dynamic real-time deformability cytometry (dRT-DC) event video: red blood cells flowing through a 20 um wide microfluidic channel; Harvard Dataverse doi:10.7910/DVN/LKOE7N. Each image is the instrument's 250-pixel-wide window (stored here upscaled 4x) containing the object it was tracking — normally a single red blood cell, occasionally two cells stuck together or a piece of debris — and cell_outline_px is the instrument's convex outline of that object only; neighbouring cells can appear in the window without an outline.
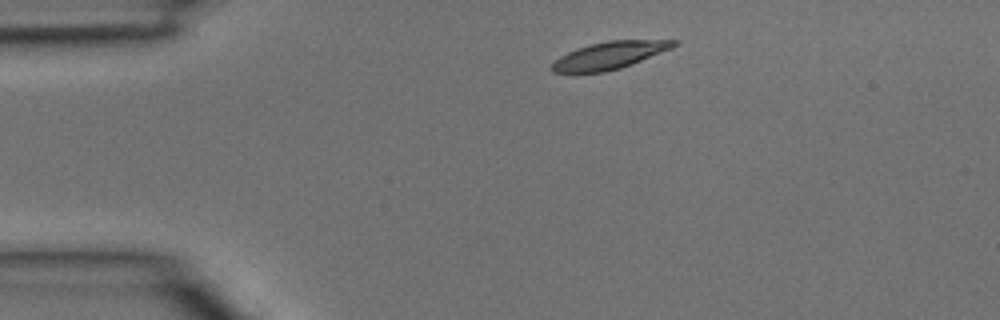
{"species": "common noctule bat (a hibernating species)", "species_latin": "Nyctalus noctula", "temperature_condition": "room temperature", "stored_images_in_passage": 3, "camera_frame_rate_fps": 3000, "um_per_image_px": 0.085, "animal": {"sex": "male", "body_mass_g": 15.6}, "frame": {"image": 1, "passage_image": 3, "time_ms": 0.667, "image_size_px": [1000, 320], "cell_outline_px": [[680, 44], [672, 48], [632, 64], [620, 68], [604, 72], [552, 72], [548, 68], [560, 56], [576, 48], [608, 40], [680, 40]], "centroid_in_image_um": [51.83, 4.7], "position_along_channel_um": 33.2, "area_um2": 19.36}}